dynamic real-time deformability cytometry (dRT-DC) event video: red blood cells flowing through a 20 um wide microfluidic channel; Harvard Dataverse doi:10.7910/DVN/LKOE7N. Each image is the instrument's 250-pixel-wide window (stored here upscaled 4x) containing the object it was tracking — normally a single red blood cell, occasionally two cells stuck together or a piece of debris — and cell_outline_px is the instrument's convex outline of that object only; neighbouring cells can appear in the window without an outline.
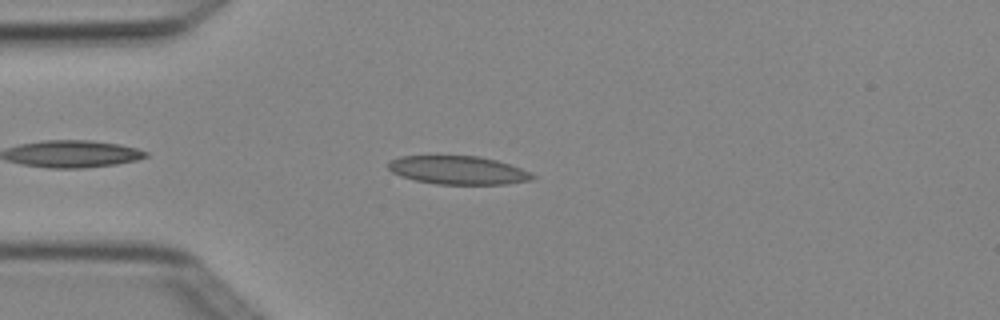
{"species": "Egyptian fruit bat (a non-hibernating species)", "species_latin": "Rousettus aegyptiacus", "temperature_condition": "cold", "stored_images_in_passage": 1, "camera_frame_rate_fps": 3000, "um_per_image_px": 0.085, "animal": {"sex": "female"}, "frame": {"image": 1, "passage_image": 1, "time_ms": 0.0, "image_size_px": [1000, 320], "cell_outline_px": [[536, 176], [532, 180], [508, 184], [436, 184], [416, 180], [400, 176], [392, 172], [388, 168], [388, 164], [392, 160], [400, 156], [480, 156], [496, 160], [520, 168]], "centroid_in_image_um": [38.94, 14.47], "position_along_channel_um": 46.1, "area_um2": 23.7}}